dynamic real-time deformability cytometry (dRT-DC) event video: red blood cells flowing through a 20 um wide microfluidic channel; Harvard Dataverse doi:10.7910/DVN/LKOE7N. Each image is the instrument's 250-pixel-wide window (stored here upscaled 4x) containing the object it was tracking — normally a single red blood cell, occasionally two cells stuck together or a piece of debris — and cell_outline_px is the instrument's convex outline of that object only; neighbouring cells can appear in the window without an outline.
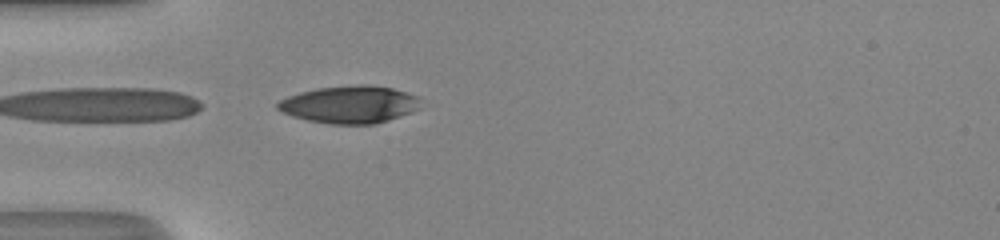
{"species": "human", "species_latin": "Homo sapiens", "temperature_condition": "room temperature", "stored_images_in_passage": 11, "segment_of_instrument_passage": [2, 2], "camera_frame_rate_fps": 3000, "um_per_image_px": 0.085, "donor": {"sex": "male"}, "frame": {"image": 1, "passage_image": 11, "time_ms": 3.333, "image_size_px": [1000, 240], "cell_outline_px": [[420, 108], [400, 116], [376, 124], [328, 124], [308, 120], [292, 116], [276, 108], [276, 104], [280, 100], [288, 96], [300, 92], [316, 88], [360, 84], [364, 84], [392, 88], [420, 96]], "centroid_in_image_um": [29.73, 8.88], "position_along_channel_um": 55.3, "area_um2": 31.27}}